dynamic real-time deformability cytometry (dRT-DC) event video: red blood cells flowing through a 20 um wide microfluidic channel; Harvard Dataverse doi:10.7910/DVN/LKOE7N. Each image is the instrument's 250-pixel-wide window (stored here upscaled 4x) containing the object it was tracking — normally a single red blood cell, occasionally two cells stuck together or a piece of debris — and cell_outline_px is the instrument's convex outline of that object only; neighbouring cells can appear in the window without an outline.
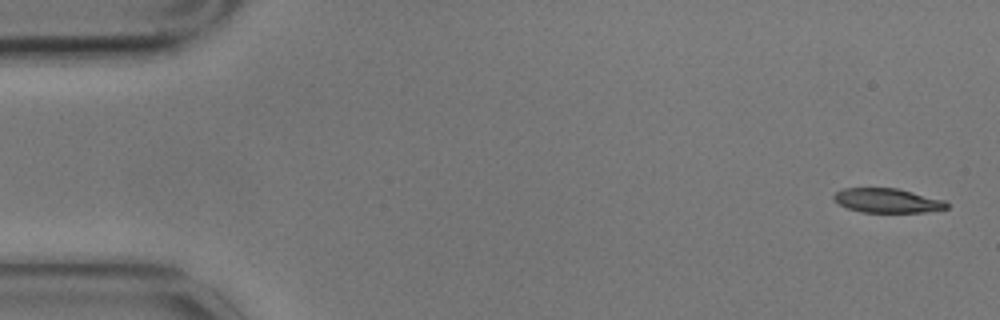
{"species": "common noctule bat (a hibernating species)", "species_latin": "Nyctalus noctula", "temperature_condition": "cold", "stored_images_in_passage": 5, "camera_frame_rate_fps": 3000, "um_per_image_px": 0.085, "animal": {"sex": "male", "body_mass_g": 17.9}, "frame": {"image": 1, "passage_image": 1, "time_ms": 0.0, "image_size_px": [1000, 320], "cell_outline_px": [[948, 208], [924, 212], [860, 212], [848, 208], [832, 200], [832, 196], [836, 192], [844, 188], [896, 188], [944, 200], [948, 204]], "centroid_in_image_um": [75.39, 17.05], "position_along_channel_um": 9.6, "area_um2": 15.9}}
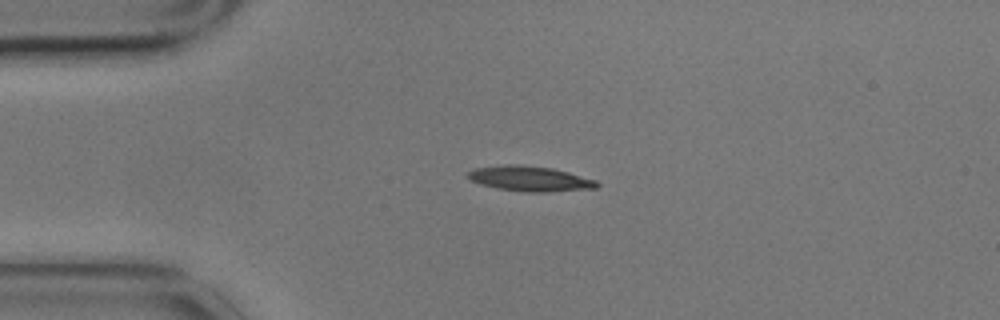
{"frame": {"image": 2, "passage_image": 4, "time_ms": 1.0, "image_size_px": [1000, 320], "cell_outline_px": [[600, 184], [596, 188], [548, 192], [528, 192], [496, 188], [480, 184], [472, 180], [468, 176], [468, 172], [476, 168], [508, 164], [520, 164], [552, 168], [568, 172], [596, 180]], "centroid_in_image_um": [45.07, 15.19], "position_along_channel_um": 39.9, "area_um2": 18.79}}